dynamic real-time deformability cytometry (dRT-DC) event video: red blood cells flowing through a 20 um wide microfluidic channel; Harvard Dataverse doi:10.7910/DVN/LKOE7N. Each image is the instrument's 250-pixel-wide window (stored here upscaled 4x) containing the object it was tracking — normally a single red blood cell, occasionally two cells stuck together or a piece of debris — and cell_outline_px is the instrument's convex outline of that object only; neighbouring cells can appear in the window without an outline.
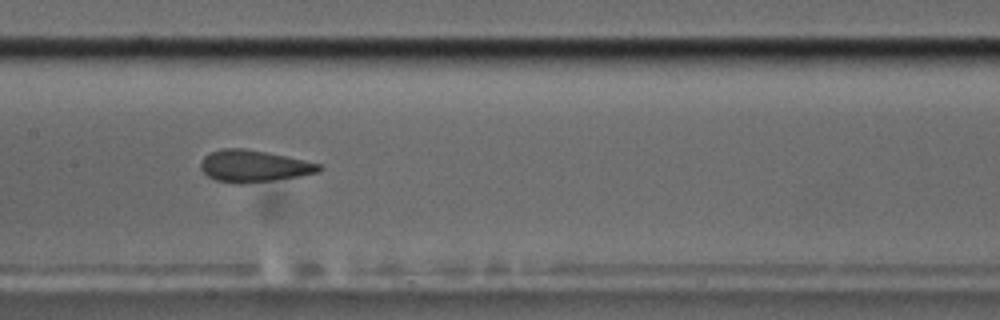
{"species": "common noctule bat (a hibernating species)", "species_latin": "Nyctalus noctula", "temperature_condition": "cold", "stored_images_in_passage": 14, "camera_frame_rate_fps": 3000, "um_per_image_px": 0.085, "animal": {"sex": "male", "body_mass_g": 17.5, "forearm_length_mm": 52.3}, "frame": {"image": 1, "passage_image": 8, "time_ms": 9.333, "image_size_px": [1000, 320], "cell_outline_px": [[324, 168], [320, 172], [300, 176], [272, 180], [240, 184], [236, 184], [216, 180], [208, 176], [200, 168], [200, 160], [204, 156], [220, 148], [244, 148], [304, 160], [320, 164]], "centroid_in_image_um": [21.56, 14.12], "position_along_channel_um": 185.8, "area_um2": 21.91}}
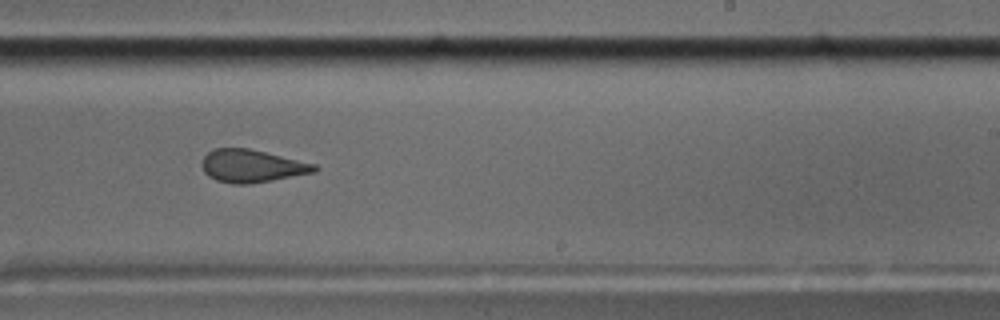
{"frame": {"image": 2, "passage_image": 10, "time_ms": 11.667, "image_size_px": [1000, 320], "cell_outline_px": [[320, 168], [316, 172], [272, 180], [248, 184], [232, 184], [216, 180], [208, 176], [204, 172], [200, 164], [200, 160], [212, 148], [248, 148], [316, 164]], "centroid_in_image_um": [21.37, 14.11], "position_along_channel_um": 267.6, "area_um2": 21.62}, "authors_computed_cell_mechanics": {"area_um2": 22.0796, "velocity_mm_per_s": 3.5199, "shape_relaxation_time_tau1_ms": 8.1455, "shape_relaxation_time_tau2_ms": 1.1365, "deformation_change_tau1": 0.157, "deformation_change_tau2": 0.0602}}